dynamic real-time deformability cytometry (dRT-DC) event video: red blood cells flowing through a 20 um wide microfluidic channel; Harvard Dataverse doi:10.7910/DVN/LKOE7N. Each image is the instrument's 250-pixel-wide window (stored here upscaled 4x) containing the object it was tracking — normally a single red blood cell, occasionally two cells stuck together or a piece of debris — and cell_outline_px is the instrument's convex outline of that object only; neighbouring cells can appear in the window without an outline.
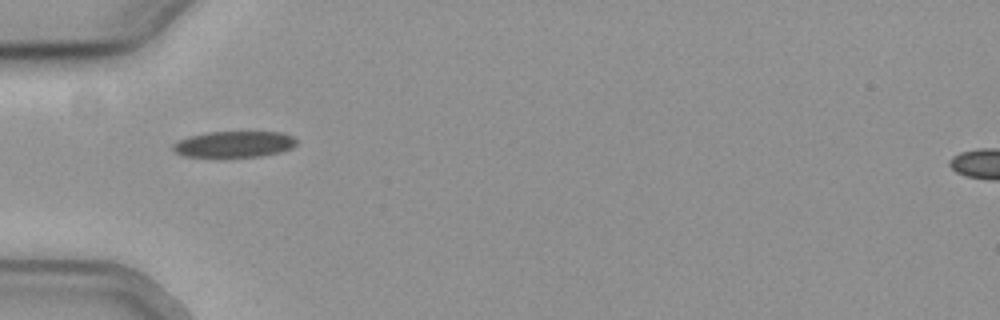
{"species": "common noctule bat (a hibernating species)", "species_latin": "Nyctalus noctula", "temperature_condition": "cold", "stored_images_in_passage": 38, "camera_frame_rate_fps": 3000, "um_per_image_px": 0.085, "animal": {"sex": "female", "body_mass_g": 19.3, "forearm_length_mm": 54.1}, "frame": {"image": 1, "passage_image": 1, "time_ms": 0.0, "image_size_px": [1000, 320], "cell_outline_px": [[296, 144], [292, 148], [280, 152], [260, 156], [180, 156], [172, 148], [172, 144], [188, 136], [208, 132], [284, 132], [292, 136], [296, 140]], "centroid_in_image_um": [19.9, 12.24], "position_along_channel_um": 65.1, "area_um2": 18.67}}
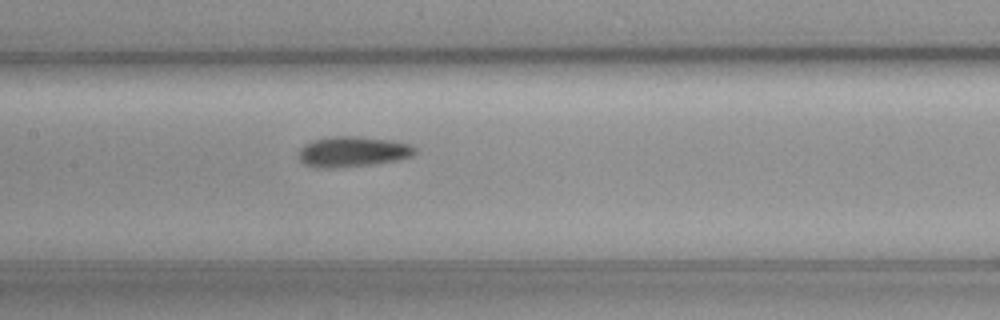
{"frame": {"image": 2, "passage_image": 10, "time_ms": 3.0, "image_size_px": [1000, 320], "cell_outline_px": [[416, 152], [412, 156], [396, 160], [372, 164], [328, 168], [316, 168], [304, 164], [300, 160], [300, 148], [304, 144], [312, 140], [328, 136], [356, 136], [392, 140], [412, 144], [416, 148]], "centroid_in_image_um": [29.98, 12.88], "position_along_channel_um": 177.4, "area_um2": 20.69}}
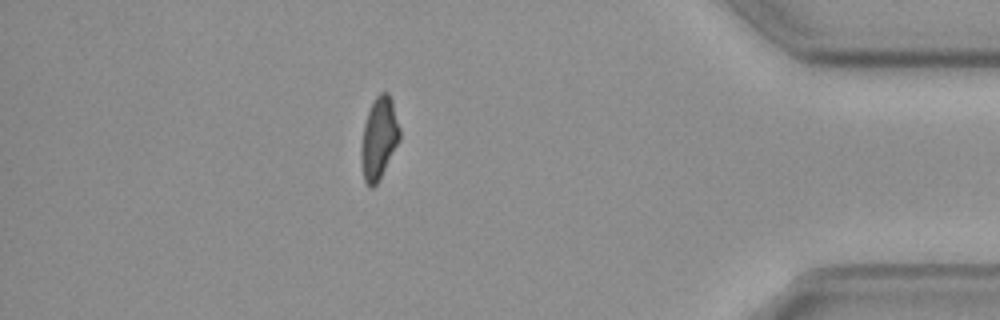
{"frame": {"image": 3, "passage_image": 31, "time_ms": 10.0, "image_size_px": [1000, 320], "cell_outline_px": [[400, 140], [376, 184], [372, 188], [368, 188], [364, 180], [360, 156], [360, 148], [364, 124], [368, 112], [376, 96], [380, 92], [388, 92], [392, 100], [400, 128]], "centroid_in_image_um": [32.2, 11.75], "position_along_channel_um": 403.0, "area_um2": 18.32}, "authors_computed_cell_mechanics": {"area_um2": 19.1896, "velocity_mm_per_s": 3.8135, "shape_relaxation_time_tau1_ms": 4.929, "shape_relaxation_time_tau2_ms": null, "deformation_change_tau1": 0.0946, "deformation_change_tau2": null}}